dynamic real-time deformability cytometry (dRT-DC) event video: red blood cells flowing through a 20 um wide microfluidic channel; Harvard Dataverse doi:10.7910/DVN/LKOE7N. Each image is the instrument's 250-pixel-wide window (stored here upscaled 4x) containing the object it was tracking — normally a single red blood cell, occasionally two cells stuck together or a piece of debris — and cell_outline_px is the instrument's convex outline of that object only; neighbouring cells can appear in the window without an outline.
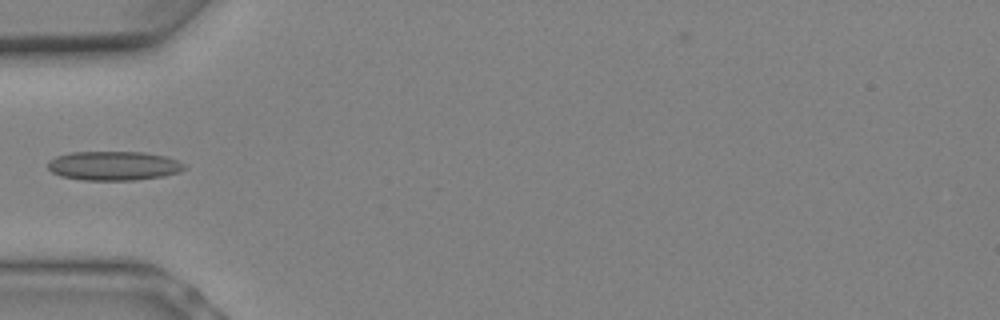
{"species": "Egyptian fruit bat (a non-hibernating species)", "species_latin": "Rousettus aegyptiacus", "temperature_condition": "warm", "stored_images_in_passage": 8, "camera_frame_rate_fps": 3000, "um_per_image_px": 0.085, "animal": {"sex": "female"}, "frame": {"image": 1, "passage_image": 6, "time_ms": 1.667, "image_size_px": [1000, 320], "cell_outline_px": [[188, 168], [180, 172], [164, 176], [136, 180], [84, 180], [60, 176], [52, 172], [48, 168], [48, 160], [56, 156], [72, 152], [144, 152], [168, 156], [184, 164]], "centroid_in_image_um": [9.69, 14.09], "position_along_channel_um": 75.3, "area_um2": 23.41}}